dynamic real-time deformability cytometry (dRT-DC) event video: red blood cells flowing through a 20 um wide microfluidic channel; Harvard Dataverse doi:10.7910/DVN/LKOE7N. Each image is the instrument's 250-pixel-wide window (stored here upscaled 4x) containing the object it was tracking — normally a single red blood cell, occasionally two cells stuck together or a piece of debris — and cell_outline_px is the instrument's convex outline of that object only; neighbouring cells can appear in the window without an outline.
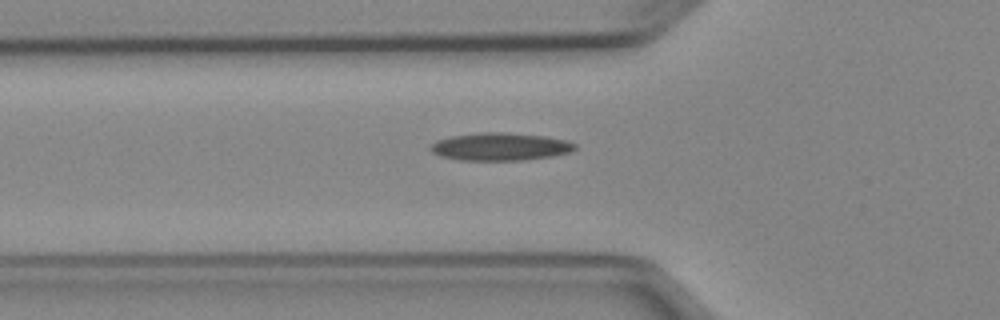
{"species": "Egyptian fruit bat (a non-hibernating species)", "species_latin": "Rousettus aegyptiacus", "temperature_condition": "cold", "stored_images_in_passage": 38, "camera_frame_rate_fps": 3000, "um_per_image_px": 0.085, "animal": {"sex": "female"}, "frame": {"image": 1, "passage_image": 4, "time_ms": 1.0, "image_size_px": [1000, 320], "cell_outline_px": [[576, 148], [572, 152], [552, 156], [520, 160], [460, 160], [440, 156], [432, 152], [428, 148], [436, 140], [452, 136], [484, 132], [504, 132], [544, 136], [568, 140], [576, 144]], "centroid_in_image_um": [42.53, 12.46], "position_along_channel_um": 83.3, "area_um2": 23.35}}
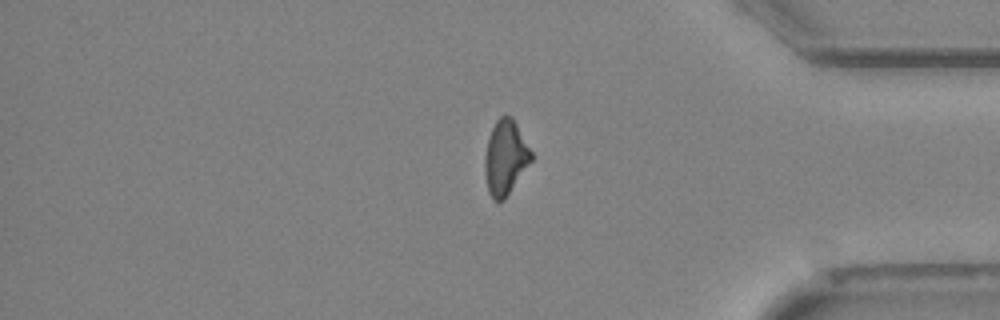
{"frame": {"image": 2, "passage_image": 29, "time_ms": 9.333, "image_size_px": [1000, 320], "cell_outline_px": [[532, 160], [504, 200], [492, 200], [488, 192], [484, 168], [484, 160], [488, 140], [492, 128], [496, 120], [504, 112], [512, 116], [532, 152]], "centroid_in_image_um": [42.95, 13.36], "position_along_channel_um": 392.2, "area_um2": 20.17}}
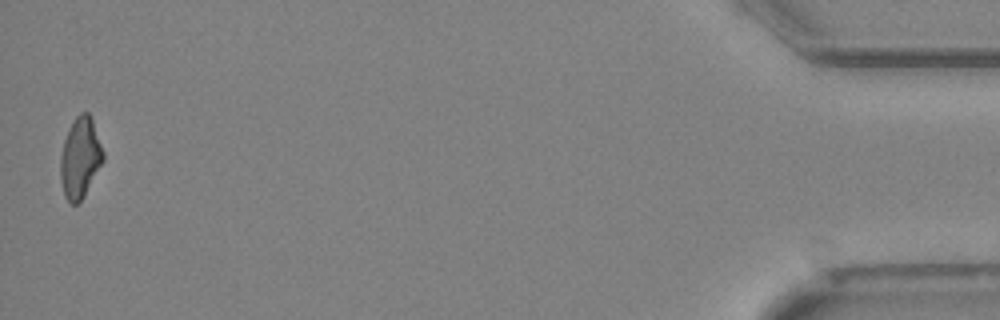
{"frame": {"image": 3, "passage_image": 37, "time_ms": 12.0, "image_size_px": [1000, 320], "cell_outline_px": [[104, 160], [84, 196], [76, 204], [68, 204], [64, 196], [60, 180], [60, 156], [64, 140], [68, 128], [76, 116], [80, 112], [88, 112], [92, 120], [104, 152]], "centroid_in_image_um": [6.79, 13.43], "position_along_channel_um": 428.4, "area_um2": 20.17}}